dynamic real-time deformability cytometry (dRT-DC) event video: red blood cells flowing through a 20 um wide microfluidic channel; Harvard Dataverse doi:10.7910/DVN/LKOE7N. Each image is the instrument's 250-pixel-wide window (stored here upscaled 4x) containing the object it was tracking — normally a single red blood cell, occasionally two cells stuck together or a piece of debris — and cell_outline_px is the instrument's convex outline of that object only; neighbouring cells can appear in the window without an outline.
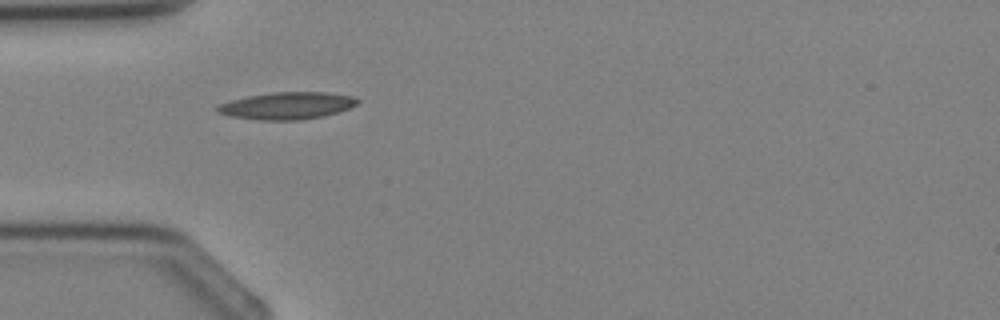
{"species": "Egyptian fruit bat (a non-hibernating species)", "species_latin": "Rousettus aegyptiacus", "temperature_condition": "cold", "stored_images_in_passage": 2, "camera_frame_rate_fps": 3000, "um_per_image_px": 0.085, "animal": {"sex": "female"}, "frame": {"image": 1, "passage_image": 1, "time_ms": 0.0, "image_size_px": [1000, 320], "cell_outline_px": [[360, 100], [356, 104], [340, 112], [324, 116], [304, 120], [260, 120], [228, 116], [216, 112], [216, 108], [220, 104], [232, 100], [248, 96], [272, 92], [328, 92], [352, 96]], "centroid_in_image_um": [24.41, 8.99], "position_along_channel_um": 60.6, "area_um2": 22.25}}
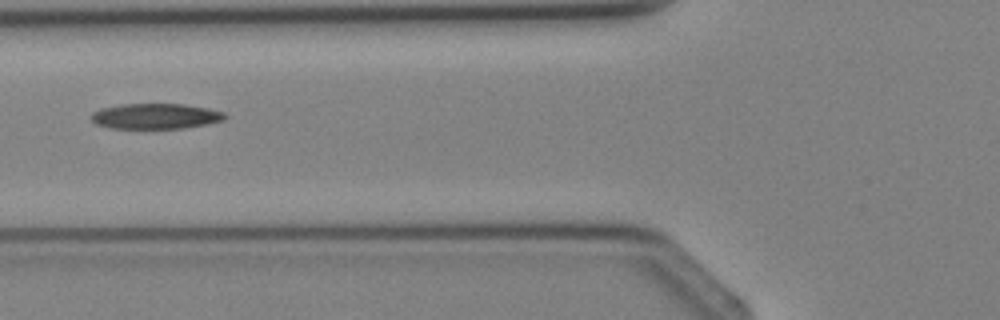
{"frame": {"image": 2, "passage_image": 2, "time_ms": 1.0, "image_size_px": [1000, 320], "cell_outline_px": [[228, 116], [224, 120], [184, 128], [112, 128], [96, 124], [88, 116], [92, 112], [100, 108], [120, 104], [184, 104], [208, 108], [224, 112]], "centroid_in_image_um": [13.19, 9.87], "position_along_channel_um": 112.6, "area_um2": 19.88}}